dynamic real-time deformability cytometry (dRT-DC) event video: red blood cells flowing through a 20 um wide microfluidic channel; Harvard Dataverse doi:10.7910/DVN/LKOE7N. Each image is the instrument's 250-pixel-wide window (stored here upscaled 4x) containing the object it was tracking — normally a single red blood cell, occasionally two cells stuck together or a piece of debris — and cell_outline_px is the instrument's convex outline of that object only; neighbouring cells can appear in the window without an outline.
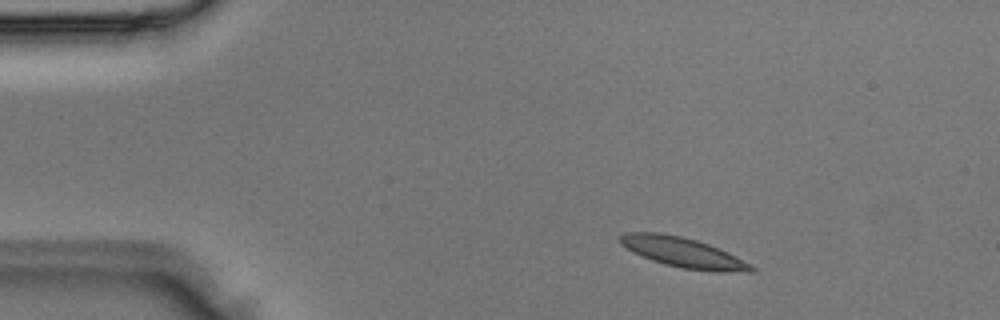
{"species": "Egyptian fruit bat (a non-hibernating species)", "species_latin": "Rousettus aegyptiacus", "temperature_condition": "room temperature", "stored_images_in_passage": 9, "camera_frame_rate_fps": 3000, "um_per_image_px": 0.085, "animal": {"sex": "male"}, "frame": {"image": 1, "passage_image": 1, "time_ms": 0.0, "image_size_px": [1000, 320], "cell_outline_px": [[756, 272], [748, 272], [680, 268], [664, 264], [652, 260], [620, 244], [620, 236], [624, 232], [660, 232], [680, 236], [696, 240], [708, 244], [728, 252], [752, 264], [756, 268]], "centroid_in_image_um": [58.08, 21.44], "position_along_channel_um": 26.9, "area_um2": 22.43}}
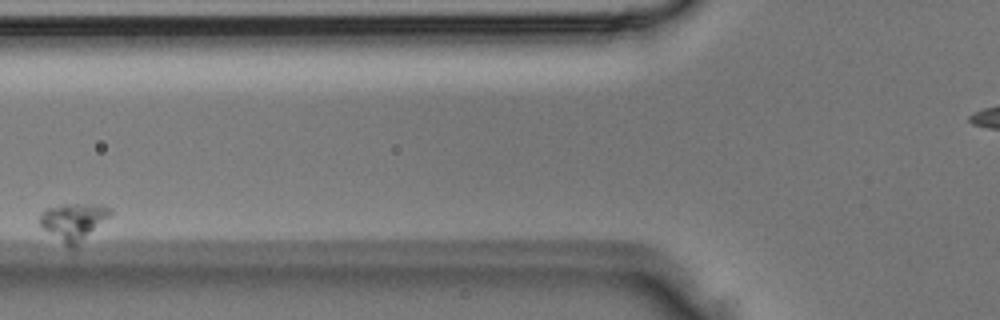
{"frame": {"image": 2, "passage_image": 4, "time_ms": 1.0, "image_size_px": [1000, 320], "cell_outline_px": [[112, 212], [76, 248], [68, 248], [44, 228], [40, 224], [40, 216], [48, 208], [64, 204], [100, 204], [112, 208]], "centroid_in_image_um": [6.27, 18.85], "position_along_channel_um": 119.5, "area_um2": 14.97}}